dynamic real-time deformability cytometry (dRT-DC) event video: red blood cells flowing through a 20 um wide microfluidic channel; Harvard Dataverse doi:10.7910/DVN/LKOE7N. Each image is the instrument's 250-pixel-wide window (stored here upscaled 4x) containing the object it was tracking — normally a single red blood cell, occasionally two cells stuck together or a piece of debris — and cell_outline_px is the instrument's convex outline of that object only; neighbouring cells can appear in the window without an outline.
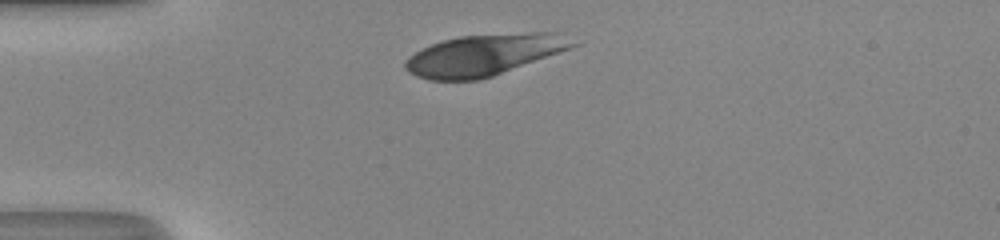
{"species": "human", "species_latin": "Homo sapiens", "temperature_condition": "room temperature", "stored_images_in_passage": 28, "camera_frame_rate_fps": 3000, "um_per_image_px": 0.085, "donor": {"sex": "male"}, "frame": {"image": 1, "passage_image": 1, "time_ms": 0.0, "image_size_px": [1000, 240], "cell_outline_px": [[580, 44], [572, 48], [492, 76], [480, 80], [428, 80], [416, 76], [408, 72], [404, 68], [404, 60], [408, 56], [432, 44], [444, 40], [460, 36], [528, 32], [556, 32]], "centroid_in_image_um": [41.13, 4.67], "position_along_channel_um": 43.9, "area_um2": 40.23}}
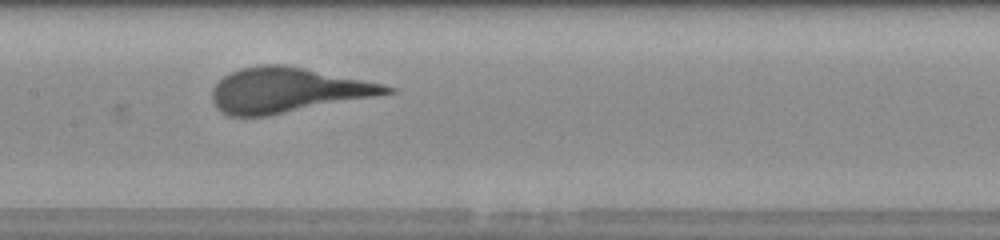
{"frame": {"image": 2, "passage_image": 13, "time_ms": 4.0, "image_size_px": [1000, 240], "cell_outline_px": [[396, 92], [268, 116], [228, 116], [220, 112], [216, 108], [212, 100], [212, 88], [224, 76], [240, 68], [260, 64], [284, 64], [384, 84], [396, 88]], "centroid_in_image_um": [24.39, 7.66], "position_along_channel_um": 183.0, "area_um2": 45.49}}
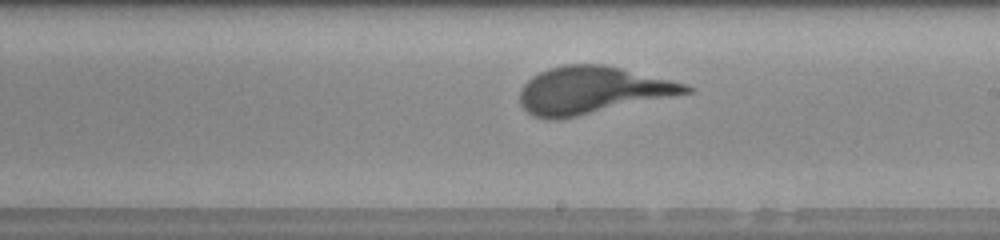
{"frame": {"image": 3, "passage_image": 17, "time_ms": 5.333, "image_size_px": [1000, 240], "cell_outline_px": [[696, 88], [692, 92], [576, 116], [556, 120], [548, 120], [532, 116], [520, 104], [520, 88], [532, 76], [548, 68], [564, 64], [604, 64], [688, 84]], "centroid_in_image_um": [50.31, 7.66], "position_along_channel_um": 238.7, "area_um2": 45.49}}